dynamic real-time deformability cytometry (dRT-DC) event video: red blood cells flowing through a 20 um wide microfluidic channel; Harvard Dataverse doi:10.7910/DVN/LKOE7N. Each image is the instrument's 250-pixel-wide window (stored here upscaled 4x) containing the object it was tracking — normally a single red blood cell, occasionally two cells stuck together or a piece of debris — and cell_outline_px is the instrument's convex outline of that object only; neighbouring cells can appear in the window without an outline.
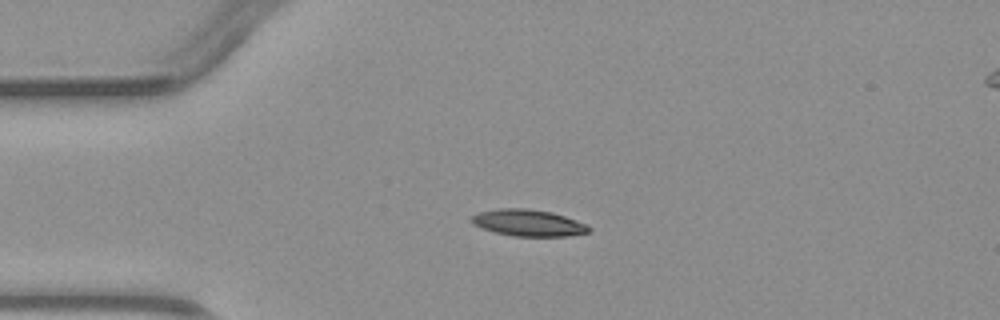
{"species": "common noctule bat (a hibernating species)", "species_latin": "Nyctalus noctula", "temperature_condition": "warm", "stored_images_in_passage": 3, "camera_frame_rate_fps": 3000, "um_per_image_px": 0.085, "animal": {"sex": "male", "body_mass_g": 23.1, "forearm_length_mm": 52.7}, "frame": {"image": 1, "passage_image": 1, "time_ms": 0.0, "image_size_px": [1000, 320], "cell_outline_px": [[592, 228], [588, 232], [568, 236], [516, 236], [496, 232], [472, 224], [472, 216], [480, 212], [496, 208], [528, 208], [552, 212], [588, 224]], "centroid_in_image_um": [44.94, 18.93], "position_along_channel_um": 40.1, "area_um2": 18.09}}
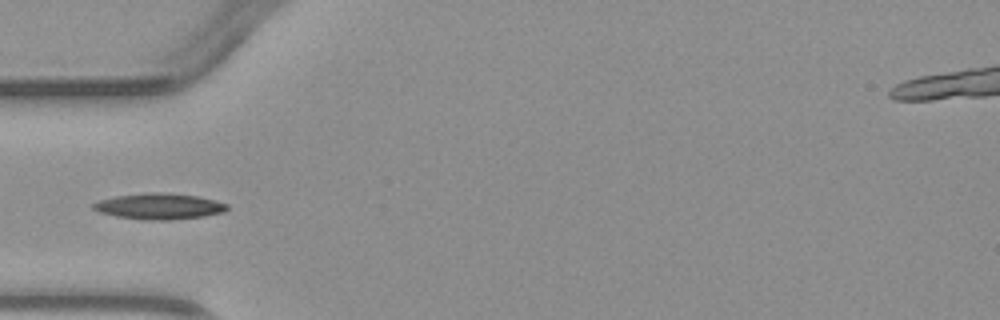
{"frame": {"image": 2, "passage_image": 2, "time_ms": 1.333, "image_size_px": [1000, 320], "cell_outline_px": [[228, 208], [224, 212], [204, 216], [168, 220], [148, 220], [116, 216], [100, 212], [92, 208], [92, 204], [100, 200], [116, 196], [144, 192], [168, 192], [196, 196], [216, 200], [228, 204]], "centroid_in_image_um": [13.55, 17.52], "position_along_channel_um": 71.5, "area_um2": 20.29}}
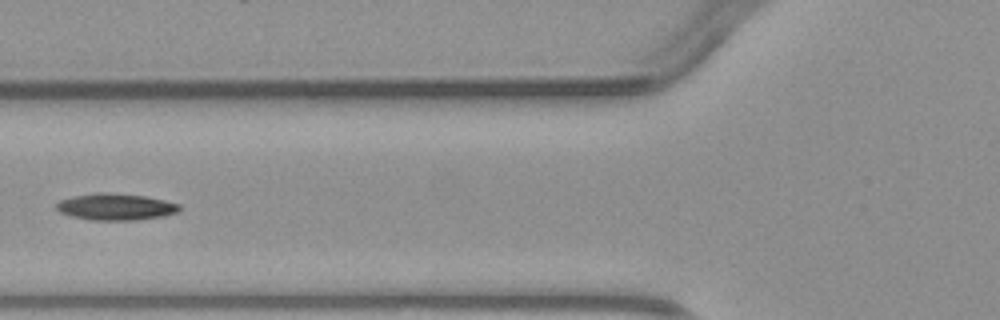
{"frame": {"image": 3, "passage_image": 3, "time_ms": 2.333, "image_size_px": [1000, 320], "cell_outline_px": [[180, 208], [176, 212], [164, 216], [136, 220], [92, 220], [72, 216], [60, 212], [56, 208], [56, 204], [60, 200], [72, 196], [100, 192], [104, 192], [144, 196], [164, 200], [180, 204]], "centroid_in_image_um": [9.82, 17.58], "position_along_channel_um": 116.0, "area_um2": 18.96}}